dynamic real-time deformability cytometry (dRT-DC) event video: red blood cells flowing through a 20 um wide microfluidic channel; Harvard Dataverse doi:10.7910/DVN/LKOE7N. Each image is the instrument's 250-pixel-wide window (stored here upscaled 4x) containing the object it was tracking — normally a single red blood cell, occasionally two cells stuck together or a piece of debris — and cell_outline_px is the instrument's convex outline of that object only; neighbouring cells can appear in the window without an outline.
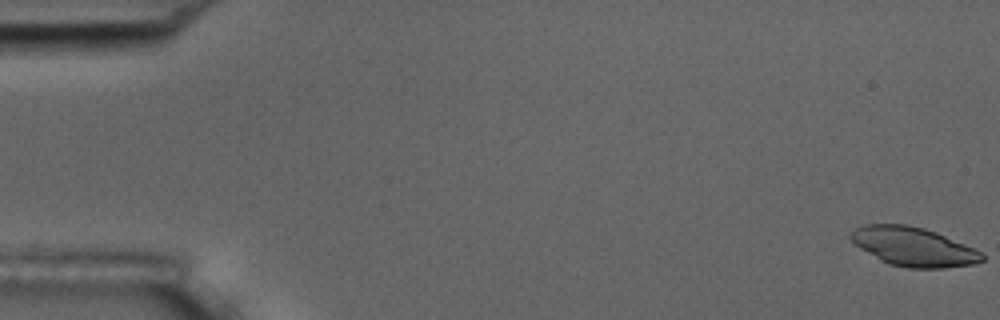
{"species": "common noctule bat (a hibernating species)", "species_latin": "Nyctalus noctula", "temperature_condition": "room temperature", "stored_images_in_passage": 7, "camera_frame_rate_fps": 3000, "um_per_image_px": 0.085, "animal": {"sex": "male", "body_mass_g": 17.5, "forearm_length_mm": 52.3}, "frame": {"image": 1, "passage_image": 1, "time_ms": 0.0, "image_size_px": [1000, 320], "cell_outline_px": [[984, 260], [976, 264], [944, 268], [908, 268], [888, 264], [880, 260], [860, 248], [848, 236], [856, 228], [868, 224], [908, 224], [924, 228], [936, 232], [964, 244], [980, 252], [984, 256]], "centroid_in_image_um": [77.64, 20.98], "position_along_channel_um": 7.4, "area_um2": 29.65}}
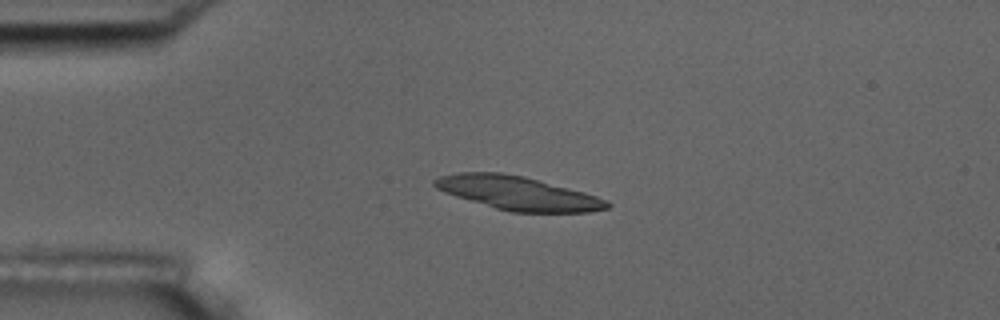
{"frame": {"image": 2, "passage_image": 5, "time_ms": 1.333, "image_size_px": [1000, 320], "cell_outline_px": [[612, 204], [608, 208], [588, 212], [512, 212], [496, 208], [456, 196], [444, 192], [436, 188], [432, 184], [432, 180], [440, 176], [456, 172], [500, 172], [524, 176], [584, 192], [608, 200]], "centroid_in_image_um": [44.01, 16.41], "position_along_channel_um": 41.0, "area_um2": 33.7}}